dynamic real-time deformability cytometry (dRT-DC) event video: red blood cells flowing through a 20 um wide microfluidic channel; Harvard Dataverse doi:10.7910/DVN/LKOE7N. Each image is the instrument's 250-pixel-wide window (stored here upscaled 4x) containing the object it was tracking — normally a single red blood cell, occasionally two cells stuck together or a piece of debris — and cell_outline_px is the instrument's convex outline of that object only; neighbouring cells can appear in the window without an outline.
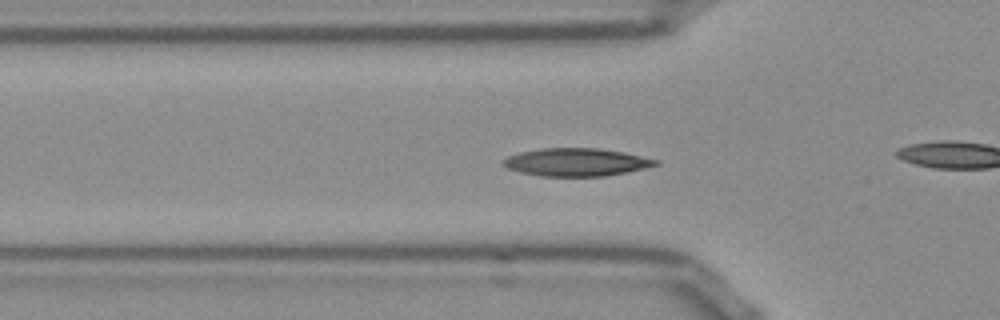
{"species": "Egyptian fruit bat (a non-hibernating species)", "species_latin": "Rousettus aegyptiacus", "temperature_condition": "room temperature", "stored_images_in_passage": 53, "camera_frame_rate_fps": 3000, "um_per_image_px": 0.085, "frame": {"image": 1, "passage_image": 16, "time_ms": 5.0, "image_size_px": [1000, 320], "cell_outline_px": [[660, 164], [644, 168], [604, 176], [540, 176], [520, 172], [508, 168], [500, 164], [500, 160], [508, 156], [520, 152], [540, 148], [600, 148], [660, 160]], "centroid_in_image_um": [48.92, 13.78], "position_along_channel_um": 76.9, "area_um2": 24.68}}
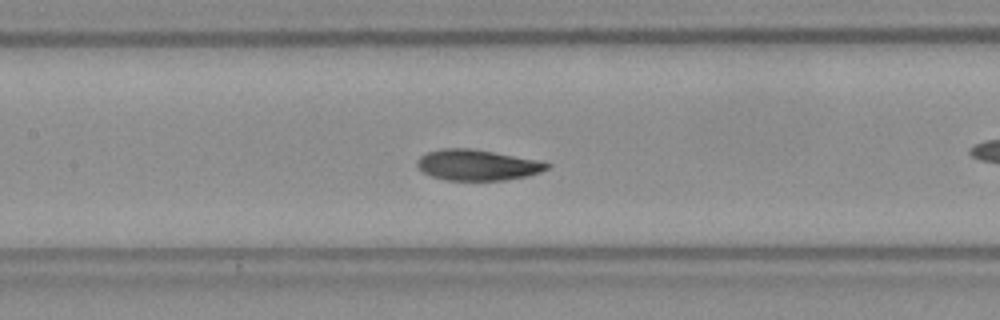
{"frame": {"image": 2, "passage_image": 23, "time_ms": 7.333, "image_size_px": [1000, 320], "cell_outline_px": [[552, 164], [548, 168], [540, 172], [528, 176], [504, 180], [448, 180], [432, 176], [424, 172], [416, 164], [416, 160], [420, 156], [428, 152], [440, 148], [468, 148], [540, 160]], "centroid_in_image_um": [40.58, 14.02], "position_along_channel_um": 166.8, "area_um2": 23.18}}
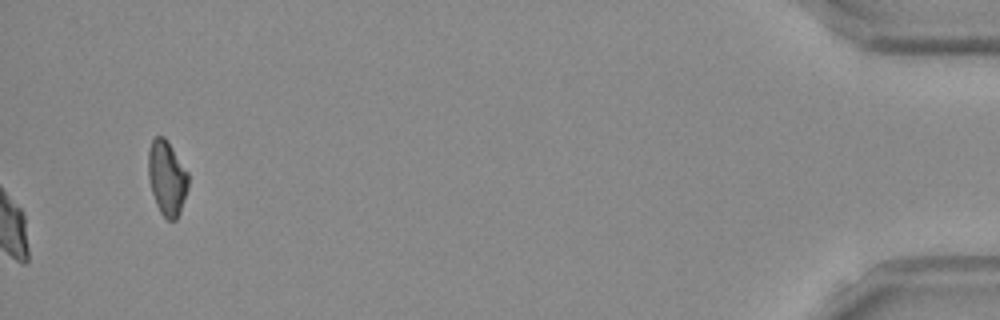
{"frame": {"image": 3, "passage_image": 53, "time_ms": 17.333, "image_size_px": [1000, 320], "cell_outline_px": [[188, 188], [180, 212], [176, 220], [168, 220], [160, 212], [156, 204], [152, 192], [148, 176], [148, 148], [152, 140], [156, 136], [164, 136], [168, 140], [188, 172]], "centroid_in_image_um": [14.19, 15.1], "position_along_channel_um": 421.0, "area_um2": 17.51}, "authors_computed_cell_mechanics": {"area_um2": 23.3512, "velocity_mm_per_s": 3.8228, "shape_relaxation_time_tau1_ms": 4.6157, "shape_relaxation_time_tau2_ms": 2.2321, "deformation_change_tau1": 0.1445, "deformation_change_tau2": 0.0714}}